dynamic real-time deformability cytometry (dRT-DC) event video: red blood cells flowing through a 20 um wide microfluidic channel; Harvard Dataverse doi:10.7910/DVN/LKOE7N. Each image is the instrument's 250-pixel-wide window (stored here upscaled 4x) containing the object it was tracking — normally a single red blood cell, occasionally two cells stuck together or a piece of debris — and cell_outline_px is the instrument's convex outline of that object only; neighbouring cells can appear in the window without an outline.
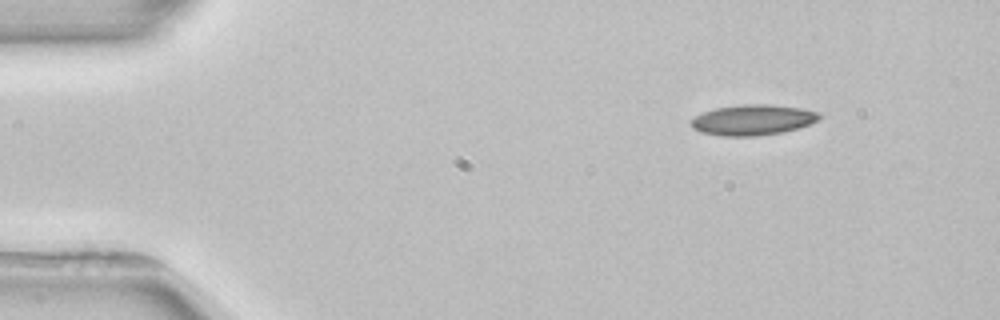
{"species": "common noctule bat (a hibernating species)", "species_latin": "Nyctalus noctula", "temperature_condition": "room temperature", "stored_images_in_passage": 5, "camera_frame_rate_fps": 3000, "um_per_image_px": 0.085, "animal": {"sex": "female", "body_mass_g": 22.7, "forearm_length_mm": 54.2}, "frame": {"image": 1, "passage_image": 1, "time_ms": 0.0, "image_size_px": [1000, 320], "cell_outline_px": [[824, 116], [820, 120], [800, 128], [780, 132], [756, 136], [720, 136], [700, 132], [692, 128], [692, 120], [696, 116], [704, 112], [716, 108], [744, 104], [768, 104], [800, 108], [820, 112]], "centroid_in_image_um": [64.05, 10.19], "position_along_channel_um": 21.0, "area_um2": 22.89}}
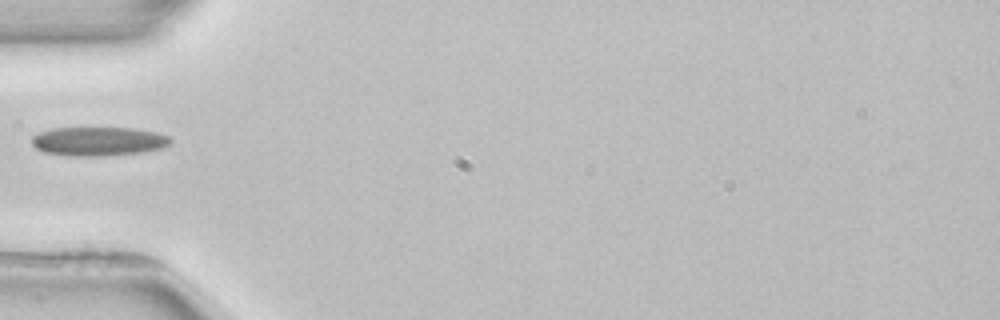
{"frame": {"image": 2, "passage_image": 4, "time_ms": 3.667, "image_size_px": [1000, 320], "cell_outline_px": [[172, 140], [164, 148], [144, 152], [104, 156], [68, 156], [44, 152], [36, 148], [32, 144], [32, 136], [40, 132], [52, 128], [132, 128], [156, 132], [168, 136]], "centroid_in_image_um": [8.37, 12.02], "position_along_channel_um": 76.6, "area_um2": 23.52}}